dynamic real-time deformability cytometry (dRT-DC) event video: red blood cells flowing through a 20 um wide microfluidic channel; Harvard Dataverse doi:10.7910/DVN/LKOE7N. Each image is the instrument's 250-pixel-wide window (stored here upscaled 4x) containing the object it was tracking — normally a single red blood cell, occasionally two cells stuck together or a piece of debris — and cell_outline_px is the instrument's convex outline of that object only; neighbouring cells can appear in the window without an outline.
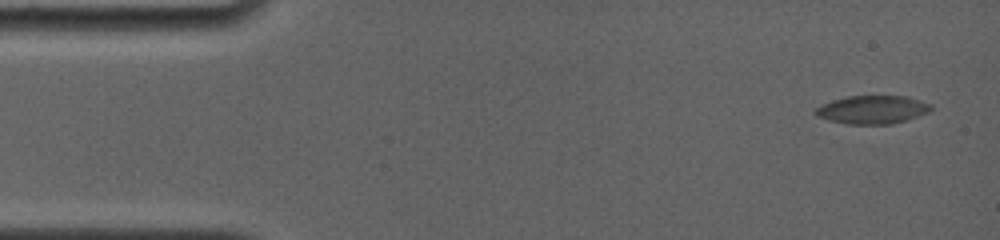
{"species": "common noctule bat (a hibernating species)", "species_latin": "Nyctalus noctula", "temperature_condition": "room temperature", "stored_images_in_passage": 72, "camera_frame_rate_fps": 4000, "um_per_image_px": 0.085, "animal": {"sex": "female", "body_mass_g": 19.0, "forearm_length_mm": 56.7}, "frame": {"image": 1, "passage_image": 1, "time_ms": 0.0, "image_size_px": [1000, 240], "cell_outline_px": [[932, 108], [928, 112], [892, 124], [848, 124], [828, 120], [816, 116], [812, 112], [816, 108], [832, 100], [848, 96], [908, 96], [932, 104]], "centroid_in_image_um": [74.13, 9.32], "position_along_channel_um": 10.9, "area_um2": 18.96}}
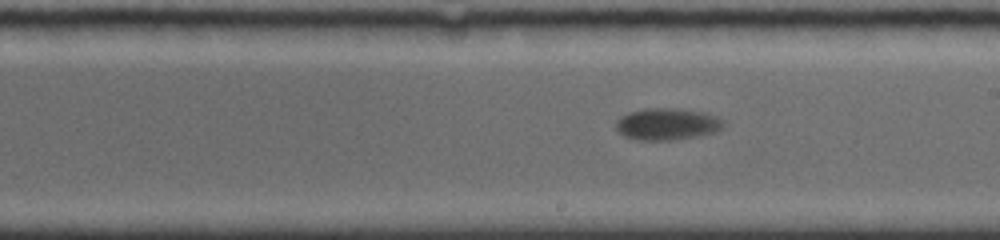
{"frame": {"image": 2, "passage_image": 36, "time_ms": 9.0, "image_size_px": [1000, 240], "cell_outline_px": [[724, 128], [716, 132], [696, 136], [672, 140], [636, 140], [624, 136], [616, 132], [616, 120], [620, 116], [628, 112], [644, 108], [672, 108], [708, 112], [724, 120]], "centroid_in_image_um": [56.7, 10.54], "position_along_channel_um": 232.3, "area_um2": 20.35}}
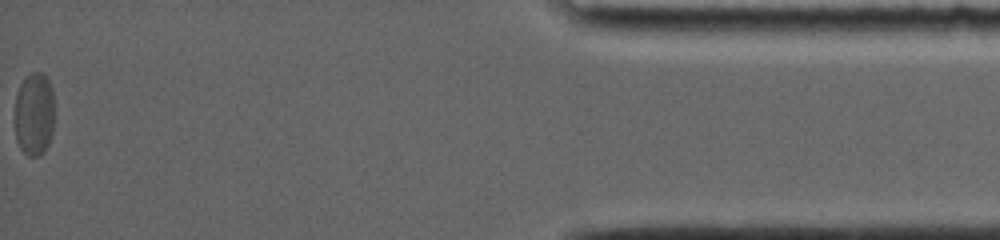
{"frame": {"image": 3, "passage_image": 71, "time_ms": 16.5, "image_size_px": [1000, 240], "cell_outline_px": [[52, 132], [48, 144], [44, 152], [40, 156], [28, 156], [20, 148], [16, 140], [16, 96], [20, 84], [32, 72], [44, 72], [52, 88]], "centroid_in_image_um": [2.9, 9.71], "position_along_channel_um": 432.3, "area_um2": 18.96}, "authors_computed_cell_mechanics": {"area_um2": 19.8254, "velocity_mm_per_s": 3.6634, "shape_relaxation_time_tau1_ms": 2.5203, "shape_relaxation_time_tau2_ms": null, "deformation_change_tau1": 0.1052, "deformation_change_tau2": null}}